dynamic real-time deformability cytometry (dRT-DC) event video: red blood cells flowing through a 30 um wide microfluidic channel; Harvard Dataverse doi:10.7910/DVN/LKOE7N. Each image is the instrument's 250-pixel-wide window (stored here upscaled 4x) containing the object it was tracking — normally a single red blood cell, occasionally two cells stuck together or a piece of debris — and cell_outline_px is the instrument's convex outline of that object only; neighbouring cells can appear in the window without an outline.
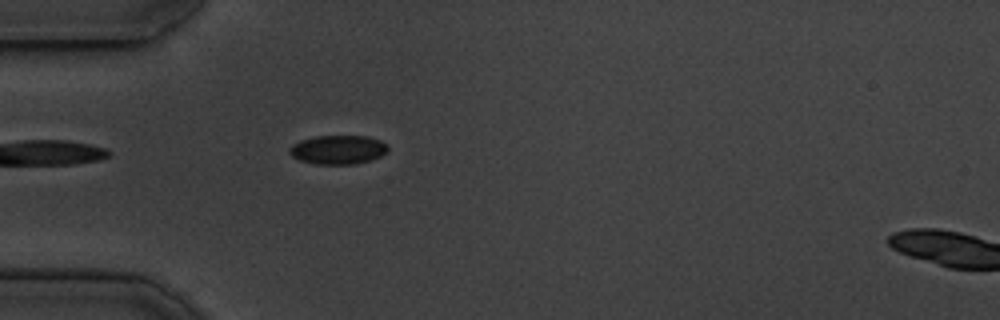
{"species": "common noctule bat (a hibernating species)", "species_latin": "Nyctalus noctula", "temperature_condition": "cold", "stored_images_in_passage": 39, "camera_frame_rate_fps": 3000, "um_per_image_px": 0.085, "animal": {"sex": "male", "body_mass_g": 19.5, "forearm_length_mm": 54.6}, "frame": {"image": 1, "passage_image": 1, "time_ms": 0.0, "image_size_px": [1000, 320], "cell_outline_px": [[388, 152], [372, 160], [356, 164], [316, 164], [300, 160], [292, 156], [288, 152], [288, 148], [292, 144], [300, 140], [316, 136], [368, 136], [380, 140], [388, 144]], "centroid_in_image_um": [28.74, 12.72], "position_along_channel_um": 56.3, "area_um2": 16.82}}
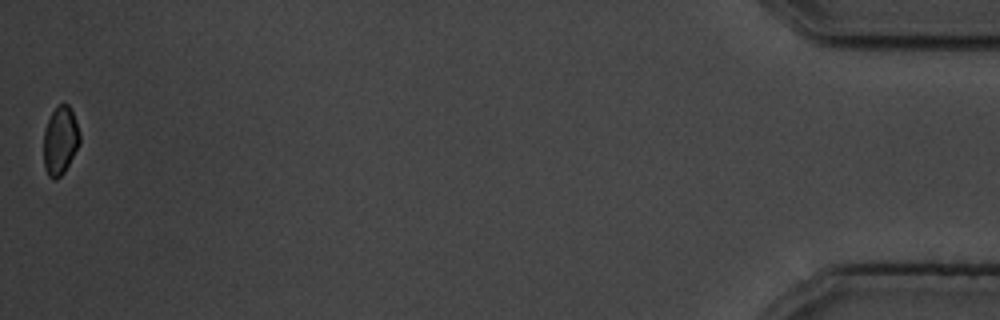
{"frame": {"image": 2, "passage_image": 39, "time_ms": 12.667, "image_size_px": [1000, 320], "cell_outline_px": [[80, 144], [64, 172], [56, 180], [52, 180], [48, 176], [44, 168], [44, 132], [48, 120], [52, 112], [60, 104], [68, 104], [72, 112], [80, 132]], "centroid_in_image_um": [5.12, 11.99], "position_along_channel_um": 430.1, "area_um2": 14.33}, "authors_computed_cell_mechanics": {"area_um2": 16.6464, "velocity_mm_per_s": 3.7246, "shape_relaxation_time_tau1_ms": 3.3826, "shape_relaxation_time_tau2_ms": null, "deformation_change_tau1": 0.0676, "deformation_change_tau2": null}}